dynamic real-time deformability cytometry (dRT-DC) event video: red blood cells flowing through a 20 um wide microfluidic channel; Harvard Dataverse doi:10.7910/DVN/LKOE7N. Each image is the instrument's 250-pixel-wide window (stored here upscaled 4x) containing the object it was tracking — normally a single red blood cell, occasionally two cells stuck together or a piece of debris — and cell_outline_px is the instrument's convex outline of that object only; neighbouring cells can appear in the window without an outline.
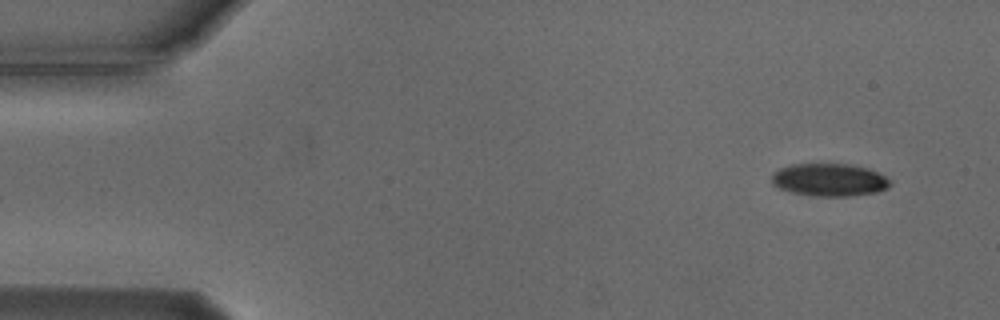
{"species": "Egyptian fruit bat (a non-hibernating species)", "species_latin": "Rousettus aegyptiacus", "temperature_condition": "cold", "stored_images_in_passage": 50, "camera_frame_rate_fps": 3000, "um_per_image_px": 0.085, "animal": {"sex": "male"}, "frame": {"image": 1, "passage_image": 1, "time_ms": 0.0, "image_size_px": [1000, 320], "cell_outline_px": [[892, 184], [876, 192], [848, 196], [820, 196], [792, 192], [780, 188], [772, 184], [772, 176], [780, 168], [792, 164], [848, 164], [868, 168], [884, 176]], "centroid_in_image_um": [70.48, 15.28], "position_along_channel_um": 14.5, "area_um2": 22.14}}
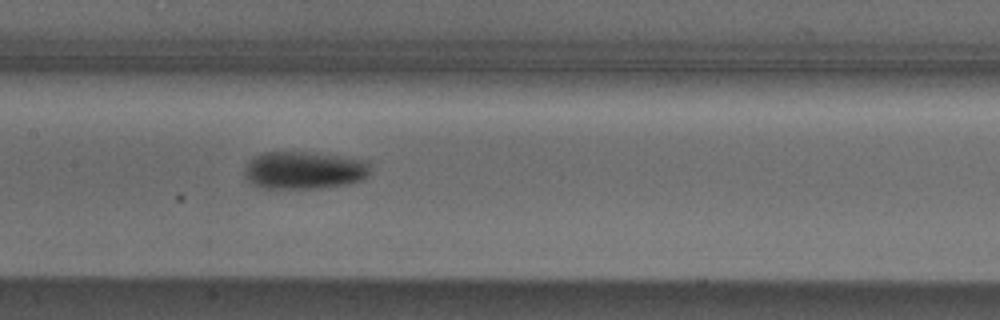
{"frame": {"image": 2, "passage_image": 23, "time_ms": 7.333, "image_size_px": [1000, 320], "cell_outline_px": [[368, 176], [364, 180], [348, 184], [320, 188], [264, 188], [252, 184], [244, 176], [244, 168], [248, 160], [264, 152], [308, 152], [368, 160]], "centroid_in_image_um": [25.83, 14.47], "position_along_channel_um": 181.6, "area_um2": 27.69}}
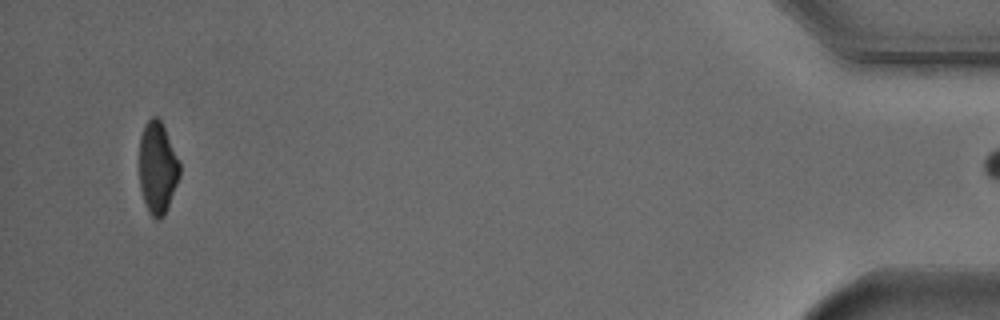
{"frame": {"image": 3, "passage_image": 49, "time_ms": 16.0, "image_size_px": [1000, 320], "cell_outline_px": [[180, 176], [168, 208], [164, 216], [160, 220], [156, 220], [148, 212], [140, 188], [140, 136], [144, 124], [152, 116], [156, 116], [160, 120], [180, 160]], "centroid_in_image_um": [13.4, 14.28], "position_along_channel_um": 421.8, "area_um2": 21.79}}